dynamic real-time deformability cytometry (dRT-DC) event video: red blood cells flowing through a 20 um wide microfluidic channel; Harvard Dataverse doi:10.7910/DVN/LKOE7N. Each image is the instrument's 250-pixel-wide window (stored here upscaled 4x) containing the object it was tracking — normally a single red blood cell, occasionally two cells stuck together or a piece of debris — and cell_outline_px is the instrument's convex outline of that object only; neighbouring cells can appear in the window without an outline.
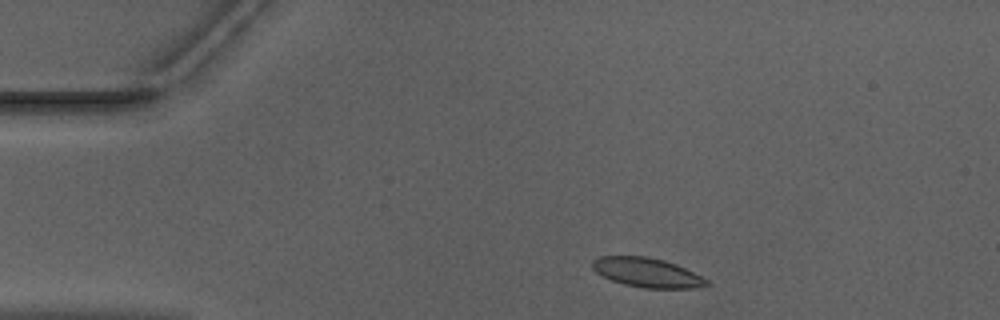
{"species": "Egyptian fruit bat (a non-hibernating species)", "species_latin": "Rousettus aegyptiacus", "temperature_condition": "warm", "stored_images_in_passage": 45, "camera_frame_rate_fps": 3000, "um_per_image_px": 0.085, "animal": {"sex": "male"}, "frame": {"image": 1, "passage_image": 3, "time_ms": 0.667, "image_size_px": [1000, 320], "cell_outline_px": [[712, 284], [692, 288], [644, 288], [624, 284], [612, 280], [596, 272], [592, 268], [592, 260], [600, 256], [648, 256], [664, 260], [684, 268], [708, 280]], "centroid_in_image_um": [54.98, 23.16], "position_along_channel_um": 30.0, "area_um2": 19.36}}
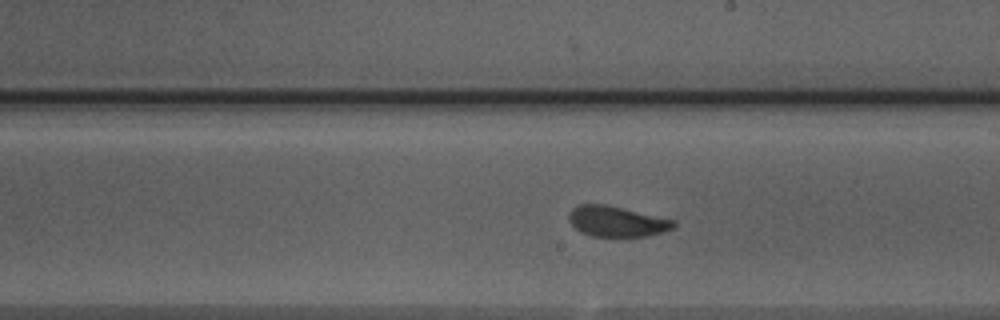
{"frame": {"image": 2, "passage_image": 23, "time_ms": 7.333, "image_size_px": [1000, 320], "cell_outline_px": [[676, 224], [672, 228], [664, 232], [644, 236], [592, 236], [580, 232], [572, 224], [568, 216], [572, 208], [576, 204], [608, 204], [676, 220]], "centroid_in_image_um": [52.43, 18.8], "position_along_channel_um": 236.6, "area_um2": 18.73}}
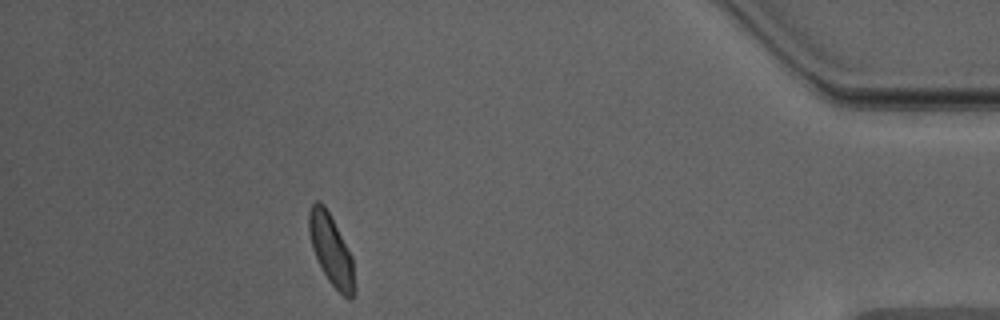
{"frame": {"image": 3, "passage_image": 40, "time_ms": 13.0, "image_size_px": [1000, 320], "cell_outline_px": [[356, 288], [352, 296], [348, 300], [328, 280], [312, 248], [308, 232], [308, 212], [312, 204], [316, 200], [320, 200], [324, 204], [352, 256]], "centroid_in_image_um": [28.14, 21.23], "position_along_channel_um": 407.1, "area_um2": 18.55}, "authors_computed_cell_mechanics": {"area_um2": 19.363, "velocity_mm_per_s": 3.946, "shape_relaxation_time_tau1_ms": 2.3088, "shape_relaxation_time_tau2_ms": 1.3427, "deformation_change_tau1": 0.0926, "deformation_change_tau2": 0.0578}}